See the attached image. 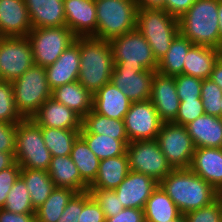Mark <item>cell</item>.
I'll list each match as a JSON object with an SVG mask.
<instances>
[{"label": "cell", "instance_id": "6da1fadb", "mask_svg": "<svg viewBox=\"0 0 222 222\" xmlns=\"http://www.w3.org/2000/svg\"><path fill=\"white\" fill-rule=\"evenodd\" d=\"M159 186L172 199L181 214L200 209L217 200L219 191L190 168L173 169Z\"/></svg>", "mask_w": 222, "mask_h": 222}, {"label": "cell", "instance_id": "7a4b0ae2", "mask_svg": "<svg viewBox=\"0 0 222 222\" xmlns=\"http://www.w3.org/2000/svg\"><path fill=\"white\" fill-rule=\"evenodd\" d=\"M80 72L78 82L92 95L111 82L114 59L108 40L79 37Z\"/></svg>", "mask_w": 222, "mask_h": 222}, {"label": "cell", "instance_id": "3957f363", "mask_svg": "<svg viewBox=\"0 0 222 222\" xmlns=\"http://www.w3.org/2000/svg\"><path fill=\"white\" fill-rule=\"evenodd\" d=\"M178 22L179 33L194 45L219 49L218 0H196Z\"/></svg>", "mask_w": 222, "mask_h": 222}, {"label": "cell", "instance_id": "277c9868", "mask_svg": "<svg viewBox=\"0 0 222 222\" xmlns=\"http://www.w3.org/2000/svg\"><path fill=\"white\" fill-rule=\"evenodd\" d=\"M96 34L93 38L111 40L137 29L136 0H97Z\"/></svg>", "mask_w": 222, "mask_h": 222}, {"label": "cell", "instance_id": "5b68a950", "mask_svg": "<svg viewBox=\"0 0 222 222\" xmlns=\"http://www.w3.org/2000/svg\"><path fill=\"white\" fill-rule=\"evenodd\" d=\"M137 30L145 37L157 62L179 34L178 18L163 9H138Z\"/></svg>", "mask_w": 222, "mask_h": 222}, {"label": "cell", "instance_id": "8992f818", "mask_svg": "<svg viewBox=\"0 0 222 222\" xmlns=\"http://www.w3.org/2000/svg\"><path fill=\"white\" fill-rule=\"evenodd\" d=\"M12 85L16 108L24 119L32 118L52 96L45 68L35 64L12 81Z\"/></svg>", "mask_w": 222, "mask_h": 222}, {"label": "cell", "instance_id": "52a82bcc", "mask_svg": "<svg viewBox=\"0 0 222 222\" xmlns=\"http://www.w3.org/2000/svg\"><path fill=\"white\" fill-rule=\"evenodd\" d=\"M51 160L41 127L32 118L22 119L16 128L15 161L21 168L47 171Z\"/></svg>", "mask_w": 222, "mask_h": 222}, {"label": "cell", "instance_id": "ba28073f", "mask_svg": "<svg viewBox=\"0 0 222 222\" xmlns=\"http://www.w3.org/2000/svg\"><path fill=\"white\" fill-rule=\"evenodd\" d=\"M114 67H130L137 72L156 71L158 62L145 37L137 30L109 40Z\"/></svg>", "mask_w": 222, "mask_h": 222}, {"label": "cell", "instance_id": "9c48e42d", "mask_svg": "<svg viewBox=\"0 0 222 222\" xmlns=\"http://www.w3.org/2000/svg\"><path fill=\"white\" fill-rule=\"evenodd\" d=\"M31 44L34 64L42 67L52 65L76 40L66 26L32 28L27 35Z\"/></svg>", "mask_w": 222, "mask_h": 222}, {"label": "cell", "instance_id": "30bf717a", "mask_svg": "<svg viewBox=\"0 0 222 222\" xmlns=\"http://www.w3.org/2000/svg\"><path fill=\"white\" fill-rule=\"evenodd\" d=\"M129 170L142 173L158 183L173 169L160 149L158 141H130L127 145Z\"/></svg>", "mask_w": 222, "mask_h": 222}, {"label": "cell", "instance_id": "8fae6325", "mask_svg": "<svg viewBox=\"0 0 222 222\" xmlns=\"http://www.w3.org/2000/svg\"><path fill=\"white\" fill-rule=\"evenodd\" d=\"M156 140L172 169L190 168L195 146L185 126L164 122Z\"/></svg>", "mask_w": 222, "mask_h": 222}, {"label": "cell", "instance_id": "7c38bea8", "mask_svg": "<svg viewBox=\"0 0 222 222\" xmlns=\"http://www.w3.org/2000/svg\"><path fill=\"white\" fill-rule=\"evenodd\" d=\"M34 65L28 37H0V79L14 81Z\"/></svg>", "mask_w": 222, "mask_h": 222}, {"label": "cell", "instance_id": "4fadbf2b", "mask_svg": "<svg viewBox=\"0 0 222 222\" xmlns=\"http://www.w3.org/2000/svg\"><path fill=\"white\" fill-rule=\"evenodd\" d=\"M162 123L150 100L132 102L124 117L129 142L157 139Z\"/></svg>", "mask_w": 222, "mask_h": 222}, {"label": "cell", "instance_id": "5bb4252c", "mask_svg": "<svg viewBox=\"0 0 222 222\" xmlns=\"http://www.w3.org/2000/svg\"><path fill=\"white\" fill-rule=\"evenodd\" d=\"M156 71H135L134 67H114L111 82L119 88L131 102L150 100L152 81Z\"/></svg>", "mask_w": 222, "mask_h": 222}, {"label": "cell", "instance_id": "9a60e30c", "mask_svg": "<svg viewBox=\"0 0 222 222\" xmlns=\"http://www.w3.org/2000/svg\"><path fill=\"white\" fill-rule=\"evenodd\" d=\"M150 101L163 123L173 122L177 117L180 106L175 76H165L156 72L152 81Z\"/></svg>", "mask_w": 222, "mask_h": 222}, {"label": "cell", "instance_id": "2e32d148", "mask_svg": "<svg viewBox=\"0 0 222 222\" xmlns=\"http://www.w3.org/2000/svg\"><path fill=\"white\" fill-rule=\"evenodd\" d=\"M159 183L150 176L130 170L114 190L124 208L144 209Z\"/></svg>", "mask_w": 222, "mask_h": 222}, {"label": "cell", "instance_id": "e0dca14e", "mask_svg": "<svg viewBox=\"0 0 222 222\" xmlns=\"http://www.w3.org/2000/svg\"><path fill=\"white\" fill-rule=\"evenodd\" d=\"M66 26L76 37L96 34V5L93 0H64Z\"/></svg>", "mask_w": 222, "mask_h": 222}, {"label": "cell", "instance_id": "ac0fdd59", "mask_svg": "<svg viewBox=\"0 0 222 222\" xmlns=\"http://www.w3.org/2000/svg\"><path fill=\"white\" fill-rule=\"evenodd\" d=\"M47 82L50 88H54L78 81L80 72V48L79 37L71 44L59 58L45 67Z\"/></svg>", "mask_w": 222, "mask_h": 222}, {"label": "cell", "instance_id": "d6986e66", "mask_svg": "<svg viewBox=\"0 0 222 222\" xmlns=\"http://www.w3.org/2000/svg\"><path fill=\"white\" fill-rule=\"evenodd\" d=\"M31 30L24 0H0V37H26Z\"/></svg>", "mask_w": 222, "mask_h": 222}, {"label": "cell", "instance_id": "ffe728a7", "mask_svg": "<svg viewBox=\"0 0 222 222\" xmlns=\"http://www.w3.org/2000/svg\"><path fill=\"white\" fill-rule=\"evenodd\" d=\"M32 119L40 127L67 130L82 128V118L64 104L55 101L52 97L40 106Z\"/></svg>", "mask_w": 222, "mask_h": 222}, {"label": "cell", "instance_id": "44dd1931", "mask_svg": "<svg viewBox=\"0 0 222 222\" xmlns=\"http://www.w3.org/2000/svg\"><path fill=\"white\" fill-rule=\"evenodd\" d=\"M190 169L217 191H222V148H195Z\"/></svg>", "mask_w": 222, "mask_h": 222}, {"label": "cell", "instance_id": "7402d4cb", "mask_svg": "<svg viewBox=\"0 0 222 222\" xmlns=\"http://www.w3.org/2000/svg\"><path fill=\"white\" fill-rule=\"evenodd\" d=\"M131 103L128 97L110 82L93 94L92 109L108 118L124 120Z\"/></svg>", "mask_w": 222, "mask_h": 222}, {"label": "cell", "instance_id": "603a6c76", "mask_svg": "<svg viewBox=\"0 0 222 222\" xmlns=\"http://www.w3.org/2000/svg\"><path fill=\"white\" fill-rule=\"evenodd\" d=\"M195 148H222V118L203 114L185 125Z\"/></svg>", "mask_w": 222, "mask_h": 222}, {"label": "cell", "instance_id": "cb8c5ba5", "mask_svg": "<svg viewBox=\"0 0 222 222\" xmlns=\"http://www.w3.org/2000/svg\"><path fill=\"white\" fill-rule=\"evenodd\" d=\"M64 0H24L32 28L66 25Z\"/></svg>", "mask_w": 222, "mask_h": 222}, {"label": "cell", "instance_id": "d4e9b609", "mask_svg": "<svg viewBox=\"0 0 222 222\" xmlns=\"http://www.w3.org/2000/svg\"><path fill=\"white\" fill-rule=\"evenodd\" d=\"M222 56V51L202 45H193L186 54L183 74L195 78L210 79L215 63Z\"/></svg>", "mask_w": 222, "mask_h": 222}, {"label": "cell", "instance_id": "484cf974", "mask_svg": "<svg viewBox=\"0 0 222 222\" xmlns=\"http://www.w3.org/2000/svg\"><path fill=\"white\" fill-rule=\"evenodd\" d=\"M47 172L55 187H67L76 192H84L89 189V185L81 178L70 155L52 157Z\"/></svg>", "mask_w": 222, "mask_h": 222}, {"label": "cell", "instance_id": "4316f807", "mask_svg": "<svg viewBox=\"0 0 222 222\" xmlns=\"http://www.w3.org/2000/svg\"><path fill=\"white\" fill-rule=\"evenodd\" d=\"M127 154L100 160L98 173L89 189L115 190L129 172Z\"/></svg>", "mask_w": 222, "mask_h": 222}, {"label": "cell", "instance_id": "83f0119b", "mask_svg": "<svg viewBox=\"0 0 222 222\" xmlns=\"http://www.w3.org/2000/svg\"><path fill=\"white\" fill-rule=\"evenodd\" d=\"M51 97L73 110L82 119L92 110L93 95L78 81L54 88Z\"/></svg>", "mask_w": 222, "mask_h": 222}, {"label": "cell", "instance_id": "f1b7e54d", "mask_svg": "<svg viewBox=\"0 0 222 222\" xmlns=\"http://www.w3.org/2000/svg\"><path fill=\"white\" fill-rule=\"evenodd\" d=\"M20 176L28 188L32 206L38 209L54 190V182L46 170L21 168Z\"/></svg>", "mask_w": 222, "mask_h": 222}, {"label": "cell", "instance_id": "f546056e", "mask_svg": "<svg viewBox=\"0 0 222 222\" xmlns=\"http://www.w3.org/2000/svg\"><path fill=\"white\" fill-rule=\"evenodd\" d=\"M180 214L175 203L159 185L144 207L145 222H165L177 218Z\"/></svg>", "mask_w": 222, "mask_h": 222}, {"label": "cell", "instance_id": "4dcf8cb0", "mask_svg": "<svg viewBox=\"0 0 222 222\" xmlns=\"http://www.w3.org/2000/svg\"><path fill=\"white\" fill-rule=\"evenodd\" d=\"M193 45L188 38L179 33L172 41L167 53L158 61L156 72L165 76L183 74L186 54Z\"/></svg>", "mask_w": 222, "mask_h": 222}, {"label": "cell", "instance_id": "1f68e13d", "mask_svg": "<svg viewBox=\"0 0 222 222\" xmlns=\"http://www.w3.org/2000/svg\"><path fill=\"white\" fill-rule=\"evenodd\" d=\"M70 158L77 166L81 178L90 186L96 179L100 159L80 135L73 143Z\"/></svg>", "mask_w": 222, "mask_h": 222}, {"label": "cell", "instance_id": "d6a6232c", "mask_svg": "<svg viewBox=\"0 0 222 222\" xmlns=\"http://www.w3.org/2000/svg\"><path fill=\"white\" fill-rule=\"evenodd\" d=\"M80 133L103 134L115 136L117 140H129L124 120L108 118L96 113L93 109L82 119Z\"/></svg>", "mask_w": 222, "mask_h": 222}, {"label": "cell", "instance_id": "836d02e7", "mask_svg": "<svg viewBox=\"0 0 222 222\" xmlns=\"http://www.w3.org/2000/svg\"><path fill=\"white\" fill-rule=\"evenodd\" d=\"M76 193L71 188L55 187L48 199L36 209V222H57Z\"/></svg>", "mask_w": 222, "mask_h": 222}, {"label": "cell", "instance_id": "e575fe53", "mask_svg": "<svg viewBox=\"0 0 222 222\" xmlns=\"http://www.w3.org/2000/svg\"><path fill=\"white\" fill-rule=\"evenodd\" d=\"M90 150L100 159L116 157L126 153L129 140H117L115 136L80 133Z\"/></svg>", "mask_w": 222, "mask_h": 222}, {"label": "cell", "instance_id": "d590c367", "mask_svg": "<svg viewBox=\"0 0 222 222\" xmlns=\"http://www.w3.org/2000/svg\"><path fill=\"white\" fill-rule=\"evenodd\" d=\"M80 130L41 127L43 140L52 157L70 155L73 143L80 135Z\"/></svg>", "mask_w": 222, "mask_h": 222}, {"label": "cell", "instance_id": "8d00e7d4", "mask_svg": "<svg viewBox=\"0 0 222 222\" xmlns=\"http://www.w3.org/2000/svg\"><path fill=\"white\" fill-rule=\"evenodd\" d=\"M4 209L12 213H36L30 200V193L24 182V179L19 175L14 185L8 193L5 201Z\"/></svg>", "mask_w": 222, "mask_h": 222}, {"label": "cell", "instance_id": "74e56055", "mask_svg": "<svg viewBox=\"0 0 222 222\" xmlns=\"http://www.w3.org/2000/svg\"><path fill=\"white\" fill-rule=\"evenodd\" d=\"M22 119L16 108L12 82L0 80V122L15 124Z\"/></svg>", "mask_w": 222, "mask_h": 222}, {"label": "cell", "instance_id": "f35d334b", "mask_svg": "<svg viewBox=\"0 0 222 222\" xmlns=\"http://www.w3.org/2000/svg\"><path fill=\"white\" fill-rule=\"evenodd\" d=\"M222 89L211 79H203L201 99L205 114L221 117Z\"/></svg>", "mask_w": 222, "mask_h": 222}, {"label": "cell", "instance_id": "ab89813d", "mask_svg": "<svg viewBox=\"0 0 222 222\" xmlns=\"http://www.w3.org/2000/svg\"><path fill=\"white\" fill-rule=\"evenodd\" d=\"M88 191L103 210L105 218L116 216L124 209L114 190L88 189Z\"/></svg>", "mask_w": 222, "mask_h": 222}, {"label": "cell", "instance_id": "60d3db41", "mask_svg": "<svg viewBox=\"0 0 222 222\" xmlns=\"http://www.w3.org/2000/svg\"><path fill=\"white\" fill-rule=\"evenodd\" d=\"M202 81L199 78L179 74L175 76L177 95L180 100L201 99Z\"/></svg>", "mask_w": 222, "mask_h": 222}, {"label": "cell", "instance_id": "b9f144b4", "mask_svg": "<svg viewBox=\"0 0 222 222\" xmlns=\"http://www.w3.org/2000/svg\"><path fill=\"white\" fill-rule=\"evenodd\" d=\"M204 113L202 99L180 100L179 111L173 123L185 126Z\"/></svg>", "mask_w": 222, "mask_h": 222}, {"label": "cell", "instance_id": "7bdbcfd3", "mask_svg": "<svg viewBox=\"0 0 222 222\" xmlns=\"http://www.w3.org/2000/svg\"><path fill=\"white\" fill-rule=\"evenodd\" d=\"M187 222H222V210L218 200L212 204L184 214Z\"/></svg>", "mask_w": 222, "mask_h": 222}, {"label": "cell", "instance_id": "ee69618b", "mask_svg": "<svg viewBox=\"0 0 222 222\" xmlns=\"http://www.w3.org/2000/svg\"><path fill=\"white\" fill-rule=\"evenodd\" d=\"M105 215L90 192H82V212L80 222H105Z\"/></svg>", "mask_w": 222, "mask_h": 222}, {"label": "cell", "instance_id": "f6af8a7d", "mask_svg": "<svg viewBox=\"0 0 222 222\" xmlns=\"http://www.w3.org/2000/svg\"><path fill=\"white\" fill-rule=\"evenodd\" d=\"M20 171L21 167L17 162L0 171V209L4 208L8 193L19 177Z\"/></svg>", "mask_w": 222, "mask_h": 222}, {"label": "cell", "instance_id": "bcb514c9", "mask_svg": "<svg viewBox=\"0 0 222 222\" xmlns=\"http://www.w3.org/2000/svg\"><path fill=\"white\" fill-rule=\"evenodd\" d=\"M17 125L0 122V152H15Z\"/></svg>", "mask_w": 222, "mask_h": 222}, {"label": "cell", "instance_id": "7dc6e473", "mask_svg": "<svg viewBox=\"0 0 222 222\" xmlns=\"http://www.w3.org/2000/svg\"><path fill=\"white\" fill-rule=\"evenodd\" d=\"M82 212V192H77L65 207L57 222H80Z\"/></svg>", "mask_w": 222, "mask_h": 222}, {"label": "cell", "instance_id": "c3c4849f", "mask_svg": "<svg viewBox=\"0 0 222 222\" xmlns=\"http://www.w3.org/2000/svg\"><path fill=\"white\" fill-rule=\"evenodd\" d=\"M105 222H145L144 209L124 208L116 216L106 218Z\"/></svg>", "mask_w": 222, "mask_h": 222}, {"label": "cell", "instance_id": "681fc988", "mask_svg": "<svg viewBox=\"0 0 222 222\" xmlns=\"http://www.w3.org/2000/svg\"><path fill=\"white\" fill-rule=\"evenodd\" d=\"M195 1L196 0H166L165 11L179 19Z\"/></svg>", "mask_w": 222, "mask_h": 222}, {"label": "cell", "instance_id": "f907efd6", "mask_svg": "<svg viewBox=\"0 0 222 222\" xmlns=\"http://www.w3.org/2000/svg\"><path fill=\"white\" fill-rule=\"evenodd\" d=\"M0 222H36L35 213H12L4 208H1Z\"/></svg>", "mask_w": 222, "mask_h": 222}, {"label": "cell", "instance_id": "816d5d0a", "mask_svg": "<svg viewBox=\"0 0 222 222\" xmlns=\"http://www.w3.org/2000/svg\"><path fill=\"white\" fill-rule=\"evenodd\" d=\"M138 8L141 9H163L165 10L166 0H136Z\"/></svg>", "mask_w": 222, "mask_h": 222}, {"label": "cell", "instance_id": "f5cc1de1", "mask_svg": "<svg viewBox=\"0 0 222 222\" xmlns=\"http://www.w3.org/2000/svg\"><path fill=\"white\" fill-rule=\"evenodd\" d=\"M210 79L222 89V56L215 63Z\"/></svg>", "mask_w": 222, "mask_h": 222}, {"label": "cell", "instance_id": "db71d44e", "mask_svg": "<svg viewBox=\"0 0 222 222\" xmlns=\"http://www.w3.org/2000/svg\"><path fill=\"white\" fill-rule=\"evenodd\" d=\"M15 152H0V171L15 163Z\"/></svg>", "mask_w": 222, "mask_h": 222}, {"label": "cell", "instance_id": "11a10c76", "mask_svg": "<svg viewBox=\"0 0 222 222\" xmlns=\"http://www.w3.org/2000/svg\"><path fill=\"white\" fill-rule=\"evenodd\" d=\"M219 50L222 51V0H218Z\"/></svg>", "mask_w": 222, "mask_h": 222}, {"label": "cell", "instance_id": "9f6ffc18", "mask_svg": "<svg viewBox=\"0 0 222 222\" xmlns=\"http://www.w3.org/2000/svg\"><path fill=\"white\" fill-rule=\"evenodd\" d=\"M165 222H187L184 214H180L177 218Z\"/></svg>", "mask_w": 222, "mask_h": 222}, {"label": "cell", "instance_id": "6f0895ef", "mask_svg": "<svg viewBox=\"0 0 222 222\" xmlns=\"http://www.w3.org/2000/svg\"><path fill=\"white\" fill-rule=\"evenodd\" d=\"M217 200L219 201L220 206H221V210H222V191L219 192V194H218V196H217Z\"/></svg>", "mask_w": 222, "mask_h": 222}, {"label": "cell", "instance_id": "680465c9", "mask_svg": "<svg viewBox=\"0 0 222 222\" xmlns=\"http://www.w3.org/2000/svg\"><path fill=\"white\" fill-rule=\"evenodd\" d=\"M221 107V118H222V98H221V105H220Z\"/></svg>", "mask_w": 222, "mask_h": 222}]
</instances>
